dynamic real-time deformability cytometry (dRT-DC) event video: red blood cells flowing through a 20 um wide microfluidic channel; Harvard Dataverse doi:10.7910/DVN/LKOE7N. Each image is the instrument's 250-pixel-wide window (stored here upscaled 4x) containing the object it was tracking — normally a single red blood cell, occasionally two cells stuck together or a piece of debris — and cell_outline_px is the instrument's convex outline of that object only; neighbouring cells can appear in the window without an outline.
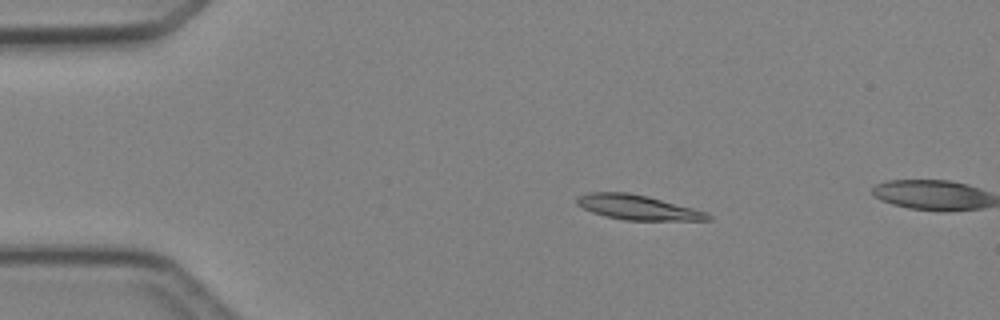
{"species": "Egyptian fruit bat (a non-hibernating species)", "species_latin": "Rousettus aegyptiacus", "temperature_condition": "cold", "stored_images_in_passage": 3, "camera_frame_rate_fps": 3000, "um_per_image_px": 0.085, "animal": {"sex": "female"}, "frame": {"image": 1, "passage_image": 2, "time_ms": 1.333, "image_size_px": [1000, 320], "cell_outline_px": [[712, 220], [624, 220], [592, 212], [576, 204], [576, 196], [588, 192], [628, 192], [648, 196], [708, 212], [712, 216]], "centroid_in_image_um": [54.2, 17.62], "position_along_channel_um": 30.8, "area_um2": 18.9}}